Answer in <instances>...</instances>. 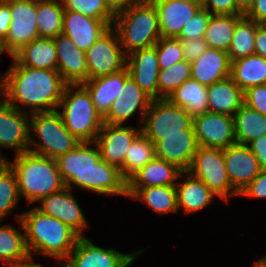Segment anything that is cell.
<instances>
[{"instance_id":"obj_1","label":"cell","mask_w":266,"mask_h":267,"mask_svg":"<svg viewBox=\"0 0 266 267\" xmlns=\"http://www.w3.org/2000/svg\"><path fill=\"white\" fill-rule=\"evenodd\" d=\"M11 63L2 75L3 98L28 114L57 110L67 85L59 72L22 66L14 59Z\"/></svg>"},{"instance_id":"obj_2","label":"cell","mask_w":266,"mask_h":267,"mask_svg":"<svg viewBox=\"0 0 266 267\" xmlns=\"http://www.w3.org/2000/svg\"><path fill=\"white\" fill-rule=\"evenodd\" d=\"M55 160L67 188L74 191L75 185L96 194L127 197V181L117 167L101 159L95 142L81 143Z\"/></svg>"},{"instance_id":"obj_3","label":"cell","mask_w":266,"mask_h":267,"mask_svg":"<svg viewBox=\"0 0 266 267\" xmlns=\"http://www.w3.org/2000/svg\"><path fill=\"white\" fill-rule=\"evenodd\" d=\"M24 228L28 252L64 261L80 236L59 219L40 212L35 207L17 214Z\"/></svg>"},{"instance_id":"obj_4","label":"cell","mask_w":266,"mask_h":267,"mask_svg":"<svg viewBox=\"0 0 266 267\" xmlns=\"http://www.w3.org/2000/svg\"><path fill=\"white\" fill-rule=\"evenodd\" d=\"M7 164L17 178L18 192L28 206L44 196L61 191L66 187L55 159L29 151L15 155Z\"/></svg>"},{"instance_id":"obj_5","label":"cell","mask_w":266,"mask_h":267,"mask_svg":"<svg viewBox=\"0 0 266 267\" xmlns=\"http://www.w3.org/2000/svg\"><path fill=\"white\" fill-rule=\"evenodd\" d=\"M112 27L126 56L153 47L161 38L158 13L150 0H139L115 13Z\"/></svg>"},{"instance_id":"obj_6","label":"cell","mask_w":266,"mask_h":267,"mask_svg":"<svg viewBox=\"0 0 266 267\" xmlns=\"http://www.w3.org/2000/svg\"><path fill=\"white\" fill-rule=\"evenodd\" d=\"M57 110L67 130L81 143L96 141L103 118L96 111L90 93L82 84L65 86Z\"/></svg>"},{"instance_id":"obj_7","label":"cell","mask_w":266,"mask_h":267,"mask_svg":"<svg viewBox=\"0 0 266 267\" xmlns=\"http://www.w3.org/2000/svg\"><path fill=\"white\" fill-rule=\"evenodd\" d=\"M29 133L28 151L52 159H57L81 144L67 130L58 110L30 114Z\"/></svg>"},{"instance_id":"obj_8","label":"cell","mask_w":266,"mask_h":267,"mask_svg":"<svg viewBox=\"0 0 266 267\" xmlns=\"http://www.w3.org/2000/svg\"><path fill=\"white\" fill-rule=\"evenodd\" d=\"M142 124L141 132L155 144L164 135L184 134L193 125V117L169 99H152Z\"/></svg>"},{"instance_id":"obj_9","label":"cell","mask_w":266,"mask_h":267,"mask_svg":"<svg viewBox=\"0 0 266 267\" xmlns=\"http://www.w3.org/2000/svg\"><path fill=\"white\" fill-rule=\"evenodd\" d=\"M188 172L225 202H229L230 196H239L228 178L222 149L198 146Z\"/></svg>"},{"instance_id":"obj_10","label":"cell","mask_w":266,"mask_h":267,"mask_svg":"<svg viewBox=\"0 0 266 267\" xmlns=\"http://www.w3.org/2000/svg\"><path fill=\"white\" fill-rule=\"evenodd\" d=\"M85 53L88 79L113 74L126 67V55L112 26Z\"/></svg>"},{"instance_id":"obj_11","label":"cell","mask_w":266,"mask_h":267,"mask_svg":"<svg viewBox=\"0 0 266 267\" xmlns=\"http://www.w3.org/2000/svg\"><path fill=\"white\" fill-rule=\"evenodd\" d=\"M142 252L139 249L137 252L120 253L114 248H101L86 236L78 239L64 261L67 267H129Z\"/></svg>"},{"instance_id":"obj_12","label":"cell","mask_w":266,"mask_h":267,"mask_svg":"<svg viewBox=\"0 0 266 267\" xmlns=\"http://www.w3.org/2000/svg\"><path fill=\"white\" fill-rule=\"evenodd\" d=\"M10 5L11 24L5 46L13 56L24 45L39 37L37 0H5Z\"/></svg>"},{"instance_id":"obj_13","label":"cell","mask_w":266,"mask_h":267,"mask_svg":"<svg viewBox=\"0 0 266 267\" xmlns=\"http://www.w3.org/2000/svg\"><path fill=\"white\" fill-rule=\"evenodd\" d=\"M193 129L198 146L226 149L237 143L232 116L205 112L193 116Z\"/></svg>"},{"instance_id":"obj_14","label":"cell","mask_w":266,"mask_h":267,"mask_svg":"<svg viewBox=\"0 0 266 267\" xmlns=\"http://www.w3.org/2000/svg\"><path fill=\"white\" fill-rule=\"evenodd\" d=\"M30 114L10 105L3 97L0 101V152L13 149L15 155L29 150Z\"/></svg>"},{"instance_id":"obj_15","label":"cell","mask_w":266,"mask_h":267,"mask_svg":"<svg viewBox=\"0 0 266 267\" xmlns=\"http://www.w3.org/2000/svg\"><path fill=\"white\" fill-rule=\"evenodd\" d=\"M140 133V125L135 128L120 124L103 123L95 141L100 150L101 159L121 170L126 152Z\"/></svg>"},{"instance_id":"obj_16","label":"cell","mask_w":266,"mask_h":267,"mask_svg":"<svg viewBox=\"0 0 266 267\" xmlns=\"http://www.w3.org/2000/svg\"><path fill=\"white\" fill-rule=\"evenodd\" d=\"M71 190L65 187L59 192L44 196L39 200L40 205L35 208L46 215L59 219L80 237H85L83 232L84 229H88L89 223Z\"/></svg>"},{"instance_id":"obj_17","label":"cell","mask_w":266,"mask_h":267,"mask_svg":"<svg viewBox=\"0 0 266 267\" xmlns=\"http://www.w3.org/2000/svg\"><path fill=\"white\" fill-rule=\"evenodd\" d=\"M223 156L228 178L238 194L262 171L248 145L235 143L223 149Z\"/></svg>"},{"instance_id":"obj_18","label":"cell","mask_w":266,"mask_h":267,"mask_svg":"<svg viewBox=\"0 0 266 267\" xmlns=\"http://www.w3.org/2000/svg\"><path fill=\"white\" fill-rule=\"evenodd\" d=\"M57 52V71L67 84H82L88 80L85 51L79 49L67 36L60 34L54 39Z\"/></svg>"},{"instance_id":"obj_19","label":"cell","mask_w":266,"mask_h":267,"mask_svg":"<svg viewBox=\"0 0 266 267\" xmlns=\"http://www.w3.org/2000/svg\"><path fill=\"white\" fill-rule=\"evenodd\" d=\"M130 77L152 99H158L159 65L156 46L133 51L126 56Z\"/></svg>"},{"instance_id":"obj_20","label":"cell","mask_w":266,"mask_h":267,"mask_svg":"<svg viewBox=\"0 0 266 267\" xmlns=\"http://www.w3.org/2000/svg\"><path fill=\"white\" fill-rule=\"evenodd\" d=\"M154 146L157 158L188 171L198 148L193 125L184 130V134L164 135V139L157 141Z\"/></svg>"},{"instance_id":"obj_21","label":"cell","mask_w":266,"mask_h":267,"mask_svg":"<svg viewBox=\"0 0 266 267\" xmlns=\"http://www.w3.org/2000/svg\"><path fill=\"white\" fill-rule=\"evenodd\" d=\"M112 24L113 21H101L80 12L64 10L62 34L69 37L79 49L87 51Z\"/></svg>"},{"instance_id":"obj_22","label":"cell","mask_w":266,"mask_h":267,"mask_svg":"<svg viewBox=\"0 0 266 267\" xmlns=\"http://www.w3.org/2000/svg\"><path fill=\"white\" fill-rule=\"evenodd\" d=\"M130 77L127 67L119 72L88 79L82 85L91 95L96 111L104 118L114 100L122 99L124 82Z\"/></svg>"},{"instance_id":"obj_23","label":"cell","mask_w":266,"mask_h":267,"mask_svg":"<svg viewBox=\"0 0 266 267\" xmlns=\"http://www.w3.org/2000/svg\"><path fill=\"white\" fill-rule=\"evenodd\" d=\"M156 7L161 37L180 35L182 27L202 8L201 3L182 0H150Z\"/></svg>"},{"instance_id":"obj_24","label":"cell","mask_w":266,"mask_h":267,"mask_svg":"<svg viewBox=\"0 0 266 267\" xmlns=\"http://www.w3.org/2000/svg\"><path fill=\"white\" fill-rule=\"evenodd\" d=\"M231 62L227 52L208 48L191 63V78L210 86L230 77Z\"/></svg>"},{"instance_id":"obj_25","label":"cell","mask_w":266,"mask_h":267,"mask_svg":"<svg viewBox=\"0 0 266 267\" xmlns=\"http://www.w3.org/2000/svg\"><path fill=\"white\" fill-rule=\"evenodd\" d=\"M183 181L175 185L177 208L184 210L185 214L198 212L214 201L215 195L198 178L188 171H182L179 175Z\"/></svg>"},{"instance_id":"obj_26","label":"cell","mask_w":266,"mask_h":267,"mask_svg":"<svg viewBox=\"0 0 266 267\" xmlns=\"http://www.w3.org/2000/svg\"><path fill=\"white\" fill-rule=\"evenodd\" d=\"M12 58L22 66L57 70V52L51 38L37 37L18 50Z\"/></svg>"},{"instance_id":"obj_27","label":"cell","mask_w":266,"mask_h":267,"mask_svg":"<svg viewBox=\"0 0 266 267\" xmlns=\"http://www.w3.org/2000/svg\"><path fill=\"white\" fill-rule=\"evenodd\" d=\"M181 172L175 164L155 157L127 181V187L176 185Z\"/></svg>"},{"instance_id":"obj_28","label":"cell","mask_w":266,"mask_h":267,"mask_svg":"<svg viewBox=\"0 0 266 267\" xmlns=\"http://www.w3.org/2000/svg\"><path fill=\"white\" fill-rule=\"evenodd\" d=\"M16 220L19 223L18 229L8 224L0 226V261L8 267H24L31 260L22 221L20 218Z\"/></svg>"},{"instance_id":"obj_29","label":"cell","mask_w":266,"mask_h":267,"mask_svg":"<svg viewBox=\"0 0 266 267\" xmlns=\"http://www.w3.org/2000/svg\"><path fill=\"white\" fill-rule=\"evenodd\" d=\"M208 112L234 116L244 104V92L228 77L207 86Z\"/></svg>"},{"instance_id":"obj_30","label":"cell","mask_w":266,"mask_h":267,"mask_svg":"<svg viewBox=\"0 0 266 267\" xmlns=\"http://www.w3.org/2000/svg\"><path fill=\"white\" fill-rule=\"evenodd\" d=\"M127 197L140 200L160 215L178 211L175 185L127 187Z\"/></svg>"},{"instance_id":"obj_31","label":"cell","mask_w":266,"mask_h":267,"mask_svg":"<svg viewBox=\"0 0 266 267\" xmlns=\"http://www.w3.org/2000/svg\"><path fill=\"white\" fill-rule=\"evenodd\" d=\"M230 78L244 92L266 81V59L253 54L231 62Z\"/></svg>"},{"instance_id":"obj_32","label":"cell","mask_w":266,"mask_h":267,"mask_svg":"<svg viewBox=\"0 0 266 267\" xmlns=\"http://www.w3.org/2000/svg\"><path fill=\"white\" fill-rule=\"evenodd\" d=\"M168 99L184 108L192 117L208 112L207 86L192 78L180 85Z\"/></svg>"},{"instance_id":"obj_33","label":"cell","mask_w":266,"mask_h":267,"mask_svg":"<svg viewBox=\"0 0 266 267\" xmlns=\"http://www.w3.org/2000/svg\"><path fill=\"white\" fill-rule=\"evenodd\" d=\"M235 139L238 144L248 145L266 134V116L243 104L233 116Z\"/></svg>"},{"instance_id":"obj_34","label":"cell","mask_w":266,"mask_h":267,"mask_svg":"<svg viewBox=\"0 0 266 267\" xmlns=\"http://www.w3.org/2000/svg\"><path fill=\"white\" fill-rule=\"evenodd\" d=\"M242 15H211L205 30L204 40L209 48L228 53L237 20Z\"/></svg>"},{"instance_id":"obj_35","label":"cell","mask_w":266,"mask_h":267,"mask_svg":"<svg viewBox=\"0 0 266 267\" xmlns=\"http://www.w3.org/2000/svg\"><path fill=\"white\" fill-rule=\"evenodd\" d=\"M64 8L60 0H37L39 37L54 39L62 34Z\"/></svg>"},{"instance_id":"obj_36","label":"cell","mask_w":266,"mask_h":267,"mask_svg":"<svg viewBox=\"0 0 266 267\" xmlns=\"http://www.w3.org/2000/svg\"><path fill=\"white\" fill-rule=\"evenodd\" d=\"M259 25L245 15L237 20L228 50L230 62L255 54V35Z\"/></svg>"},{"instance_id":"obj_37","label":"cell","mask_w":266,"mask_h":267,"mask_svg":"<svg viewBox=\"0 0 266 267\" xmlns=\"http://www.w3.org/2000/svg\"><path fill=\"white\" fill-rule=\"evenodd\" d=\"M155 157L154 144L141 132L126 152L123 168L120 170L122 177L128 181Z\"/></svg>"},{"instance_id":"obj_38","label":"cell","mask_w":266,"mask_h":267,"mask_svg":"<svg viewBox=\"0 0 266 267\" xmlns=\"http://www.w3.org/2000/svg\"><path fill=\"white\" fill-rule=\"evenodd\" d=\"M191 78V63L177 62L169 68L160 69L158 75V99H168L186 80Z\"/></svg>"},{"instance_id":"obj_39","label":"cell","mask_w":266,"mask_h":267,"mask_svg":"<svg viewBox=\"0 0 266 267\" xmlns=\"http://www.w3.org/2000/svg\"><path fill=\"white\" fill-rule=\"evenodd\" d=\"M20 200L16 175L6 164L0 168V221L17 208Z\"/></svg>"},{"instance_id":"obj_40","label":"cell","mask_w":266,"mask_h":267,"mask_svg":"<svg viewBox=\"0 0 266 267\" xmlns=\"http://www.w3.org/2000/svg\"><path fill=\"white\" fill-rule=\"evenodd\" d=\"M65 10L80 12L101 21H113L115 13L104 0H60Z\"/></svg>"},{"instance_id":"obj_41","label":"cell","mask_w":266,"mask_h":267,"mask_svg":"<svg viewBox=\"0 0 266 267\" xmlns=\"http://www.w3.org/2000/svg\"><path fill=\"white\" fill-rule=\"evenodd\" d=\"M149 105L150 103H129L117 98L113 101L108 114L103 118V123L122 125L138 111L141 118L139 121L142 123Z\"/></svg>"},{"instance_id":"obj_42","label":"cell","mask_w":266,"mask_h":267,"mask_svg":"<svg viewBox=\"0 0 266 267\" xmlns=\"http://www.w3.org/2000/svg\"><path fill=\"white\" fill-rule=\"evenodd\" d=\"M155 46L160 69L169 68L177 62L185 60L179 38L161 37Z\"/></svg>"},{"instance_id":"obj_43","label":"cell","mask_w":266,"mask_h":267,"mask_svg":"<svg viewBox=\"0 0 266 267\" xmlns=\"http://www.w3.org/2000/svg\"><path fill=\"white\" fill-rule=\"evenodd\" d=\"M211 13L208 10L201 8L187 24H184L180 35L177 37L180 40H192L204 38Z\"/></svg>"},{"instance_id":"obj_44","label":"cell","mask_w":266,"mask_h":267,"mask_svg":"<svg viewBox=\"0 0 266 267\" xmlns=\"http://www.w3.org/2000/svg\"><path fill=\"white\" fill-rule=\"evenodd\" d=\"M244 104L266 116V87L257 85L244 91Z\"/></svg>"},{"instance_id":"obj_45","label":"cell","mask_w":266,"mask_h":267,"mask_svg":"<svg viewBox=\"0 0 266 267\" xmlns=\"http://www.w3.org/2000/svg\"><path fill=\"white\" fill-rule=\"evenodd\" d=\"M123 94L122 99L129 103H151L152 101V98L131 77L124 82Z\"/></svg>"},{"instance_id":"obj_46","label":"cell","mask_w":266,"mask_h":267,"mask_svg":"<svg viewBox=\"0 0 266 267\" xmlns=\"http://www.w3.org/2000/svg\"><path fill=\"white\" fill-rule=\"evenodd\" d=\"M181 46L183 57L189 63L194 62L205 50L209 48L204 38L181 40Z\"/></svg>"},{"instance_id":"obj_47","label":"cell","mask_w":266,"mask_h":267,"mask_svg":"<svg viewBox=\"0 0 266 267\" xmlns=\"http://www.w3.org/2000/svg\"><path fill=\"white\" fill-rule=\"evenodd\" d=\"M239 196L266 199V170H262L260 174L241 191Z\"/></svg>"},{"instance_id":"obj_48","label":"cell","mask_w":266,"mask_h":267,"mask_svg":"<svg viewBox=\"0 0 266 267\" xmlns=\"http://www.w3.org/2000/svg\"><path fill=\"white\" fill-rule=\"evenodd\" d=\"M201 4L212 15H235L234 0H204Z\"/></svg>"},{"instance_id":"obj_49","label":"cell","mask_w":266,"mask_h":267,"mask_svg":"<svg viewBox=\"0 0 266 267\" xmlns=\"http://www.w3.org/2000/svg\"><path fill=\"white\" fill-rule=\"evenodd\" d=\"M248 147L255 155L262 170H266V134L254 139Z\"/></svg>"},{"instance_id":"obj_50","label":"cell","mask_w":266,"mask_h":267,"mask_svg":"<svg viewBox=\"0 0 266 267\" xmlns=\"http://www.w3.org/2000/svg\"><path fill=\"white\" fill-rule=\"evenodd\" d=\"M245 16L258 24H266V0H253Z\"/></svg>"},{"instance_id":"obj_51","label":"cell","mask_w":266,"mask_h":267,"mask_svg":"<svg viewBox=\"0 0 266 267\" xmlns=\"http://www.w3.org/2000/svg\"><path fill=\"white\" fill-rule=\"evenodd\" d=\"M10 5L5 0H0V37L6 40L11 24Z\"/></svg>"},{"instance_id":"obj_52","label":"cell","mask_w":266,"mask_h":267,"mask_svg":"<svg viewBox=\"0 0 266 267\" xmlns=\"http://www.w3.org/2000/svg\"><path fill=\"white\" fill-rule=\"evenodd\" d=\"M255 54L266 59V24H260L256 28Z\"/></svg>"},{"instance_id":"obj_53","label":"cell","mask_w":266,"mask_h":267,"mask_svg":"<svg viewBox=\"0 0 266 267\" xmlns=\"http://www.w3.org/2000/svg\"><path fill=\"white\" fill-rule=\"evenodd\" d=\"M139 0H104L107 6L114 12L117 13L121 10L126 9L129 5L138 2Z\"/></svg>"},{"instance_id":"obj_54","label":"cell","mask_w":266,"mask_h":267,"mask_svg":"<svg viewBox=\"0 0 266 267\" xmlns=\"http://www.w3.org/2000/svg\"><path fill=\"white\" fill-rule=\"evenodd\" d=\"M235 15H245L253 4V0H234Z\"/></svg>"},{"instance_id":"obj_55","label":"cell","mask_w":266,"mask_h":267,"mask_svg":"<svg viewBox=\"0 0 266 267\" xmlns=\"http://www.w3.org/2000/svg\"><path fill=\"white\" fill-rule=\"evenodd\" d=\"M57 262H58V267H67L65 261H57ZM24 267H45V266H43L42 264H38L34 261V259H31L28 263L25 264Z\"/></svg>"},{"instance_id":"obj_56","label":"cell","mask_w":266,"mask_h":267,"mask_svg":"<svg viewBox=\"0 0 266 267\" xmlns=\"http://www.w3.org/2000/svg\"><path fill=\"white\" fill-rule=\"evenodd\" d=\"M3 53H7L11 57H13L5 46V40L0 37V55H2Z\"/></svg>"},{"instance_id":"obj_57","label":"cell","mask_w":266,"mask_h":267,"mask_svg":"<svg viewBox=\"0 0 266 267\" xmlns=\"http://www.w3.org/2000/svg\"><path fill=\"white\" fill-rule=\"evenodd\" d=\"M250 267H266V259L262 257V259L253 263Z\"/></svg>"},{"instance_id":"obj_58","label":"cell","mask_w":266,"mask_h":267,"mask_svg":"<svg viewBox=\"0 0 266 267\" xmlns=\"http://www.w3.org/2000/svg\"><path fill=\"white\" fill-rule=\"evenodd\" d=\"M6 164H7V158H5V156L2 155V153L0 152V168L5 166Z\"/></svg>"},{"instance_id":"obj_59","label":"cell","mask_w":266,"mask_h":267,"mask_svg":"<svg viewBox=\"0 0 266 267\" xmlns=\"http://www.w3.org/2000/svg\"><path fill=\"white\" fill-rule=\"evenodd\" d=\"M0 96L3 97V77H0Z\"/></svg>"},{"instance_id":"obj_60","label":"cell","mask_w":266,"mask_h":267,"mask_svg":"<svg viewBox=\"0 0 266 267\" xmlns=\"http://www.w3.org/2000/svg\"><path fill=\"white\" fill-rule=\"evenodd\" d=\"M190 3H202L200 0H182Z\"/></svg>"}]
</instances>
